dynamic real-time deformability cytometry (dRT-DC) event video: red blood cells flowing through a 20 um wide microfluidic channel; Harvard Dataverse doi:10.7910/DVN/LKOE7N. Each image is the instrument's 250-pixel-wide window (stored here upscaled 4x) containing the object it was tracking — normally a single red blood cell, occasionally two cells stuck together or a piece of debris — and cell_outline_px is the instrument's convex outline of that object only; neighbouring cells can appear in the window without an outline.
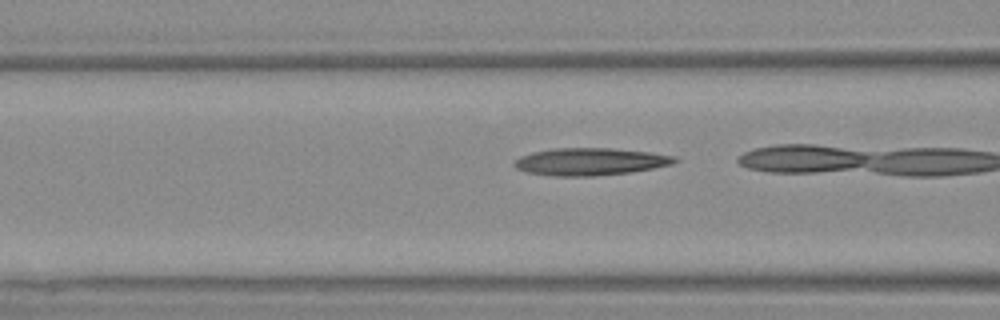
{"species": "Egyptian fruit bat (a non-hibernating species)", "species_latin": "Rousettus aegyptiacus", "temperature_condition": "warm", "stored_images_in_passage": 5, "camera_frame_rate_fps": 3000, "um_per_image_px": 0.085, "animal": {"sex": "female"}, "frame": {"image": 1, "passage_image": 3, "time_ms": 0.667, "image_size_px": [1000, 320], "cell_outline_px": [[680, 160], [672, 164], [632, 172], [592, 176], [552, 176], [528, 172], [516, 168], [512, 164], [520, 156], [532, 152], [556, 148], [612, 148], [652, 152], [676, 156]], "centroid_in_image_um": [50.2, 13.73], "position_along_channel_um": 116.4, "area_um2": 25.66}}